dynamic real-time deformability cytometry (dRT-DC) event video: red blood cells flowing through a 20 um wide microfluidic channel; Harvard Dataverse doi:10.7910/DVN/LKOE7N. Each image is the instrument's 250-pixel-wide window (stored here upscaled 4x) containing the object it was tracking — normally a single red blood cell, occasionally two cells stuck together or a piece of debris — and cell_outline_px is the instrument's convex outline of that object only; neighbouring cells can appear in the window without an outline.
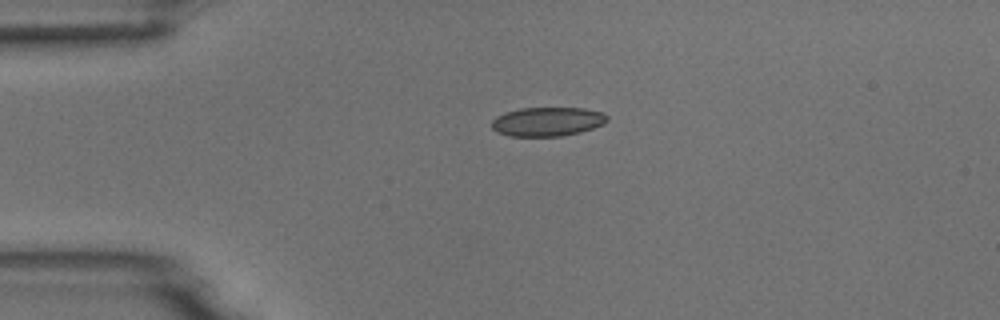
{"species": "common noctule bat (a hibernating species)", "species_latin": "Nyctalus noctula", "temperature_condition": "room temperature", "stored_images_in_passage": 42, "camera_frame_rate_fps": 3000, "um_per_image_px": 0.085, "animal": {"sex": "male", "body_mass_g": 18.8}, "frame": {"image": 1, "passage_image": 1, "time_ms": 0.0, "image_size_px": [1000, 320], "cell_outline_px": [[608, 120], [604, 124], [580, 132], [560, 136], [508, 136], [496, 132], [492, 128], [492, 120], [496, 116], [504, 112], [520, 108], [584, 108], [604, 112], [608, 116]], "centroid_in_image_um": [46.52, 10.33], "position_along_channel_um": 38.5, "area_um2": 19.71}}
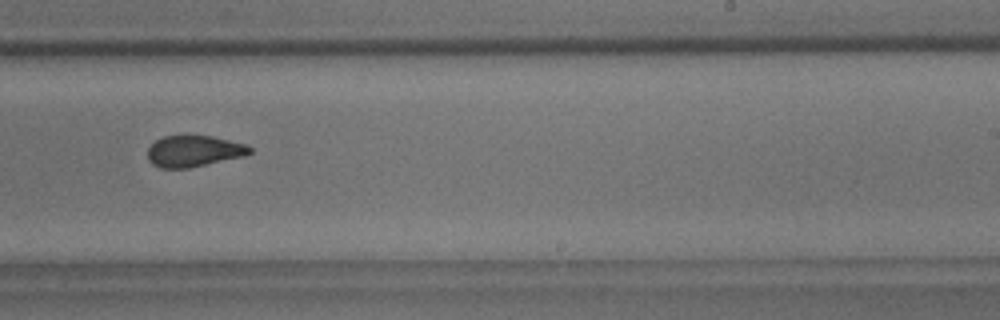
{"frame": {"image": 2, "passage_image": 22, "time_ms": 7.0, "image_size_px": [1000, 320], "cell_outline_px": [[252, 152], [244, 156], [188, 168], [160, 168], [152, 164], [148, 160], [148, 148], [156, 140], [164, 136], [212, 136], [248, 144], [252, 148]], "centroid_in_image_um": [16.49, 12.85], "position_along_channel_um": 272.5, "area_um2": 18.61}}
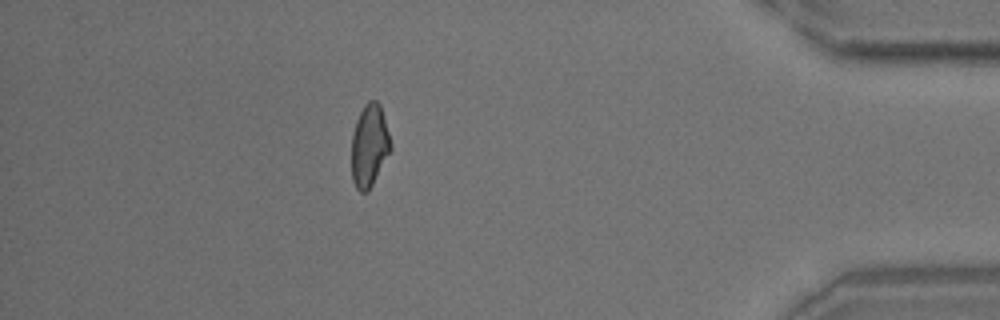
{"frame": {"image": 3, "passage_image": 36, "time_ms": 11.667, "image_size_px": [1000, 320], "cell_outline_px": [[392, 148], [368, 192], [360, 192], [356, 188], [352, 180], [352, 132], [356, 120], [364, 104], [368, 100], [376, 100], [380, 104], [392, 144]], "centroid_in_image_um": [31.39, 12.37], "position_along_channel_um": 403.8, "area_um2": 18.84}, "authors_computed_cell_mechanics": {"area_um2": 19.5653, "velocity_mm_per_s": 3.7589, "shape_relaxation_time_tau1_ms": 6.5324, "shape_relaxation_time_tau2_ms": 1.3383, "deformation_change_tau1": 0.131, "deformation_change_tau2": 0.066}}